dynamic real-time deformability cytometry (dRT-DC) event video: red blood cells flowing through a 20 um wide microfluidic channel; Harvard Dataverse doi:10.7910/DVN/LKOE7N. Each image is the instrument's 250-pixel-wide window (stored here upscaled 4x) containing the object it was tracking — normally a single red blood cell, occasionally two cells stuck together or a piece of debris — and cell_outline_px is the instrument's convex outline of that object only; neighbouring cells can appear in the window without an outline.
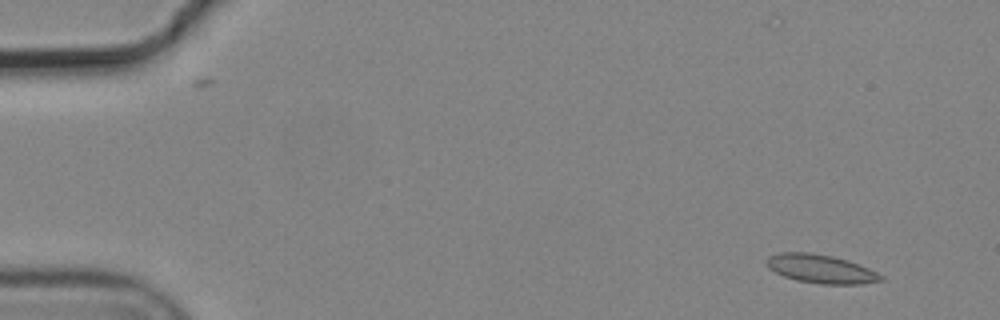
{"species": "common noctule bat (a hibernating species)", "species_latin": "Nyctalus noctula", "temperature_condition": "cold", "stored_images_in_passage": 5, "camera_frame_rate_fps": 3000, "um_per_image_px": 0.085, "animal": {"sex": "male", "body_mass_g": 19.2, "forearm_length_mm": 51.8}, "frame": {"image": 1, "passage_image": 2, "time_ms": 0.333, "image_size_px": [1000, 320], "cell_outline_px": [[884, 280], [860, 284], [820, 284], [796, 280], [784, 276], [768, 268], [764, 264], [764, 260], [768, 256], [780, 252], [808, 252], [832, 256], [848, 260], [868, 268], [884, 276]], "centroid_in_image_um": [69.73, 22.85], "position_along_channel_um": 15.3, "area_um2": 19.19}}